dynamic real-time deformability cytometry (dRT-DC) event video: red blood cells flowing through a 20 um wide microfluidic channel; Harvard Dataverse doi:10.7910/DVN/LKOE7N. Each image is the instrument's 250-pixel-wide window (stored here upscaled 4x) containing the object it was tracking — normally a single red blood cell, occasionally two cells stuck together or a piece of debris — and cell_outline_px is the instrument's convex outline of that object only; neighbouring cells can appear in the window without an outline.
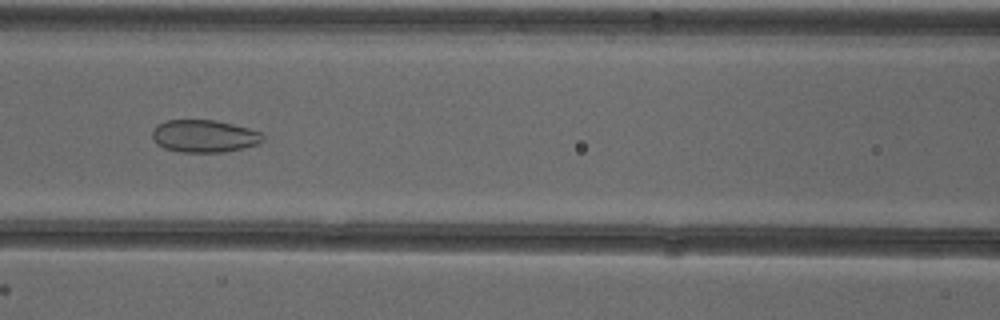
{"species": "common noctule bat (a hibernating species)", "species_latin": "Nyctalus noctula", "temperature_condition": "cold", "stored_images_in_passage": 53, "camera_frame_rate_fps": 3000, "um_per_image_px": 0.085, "animal": {"sex": "female"}, "frame": {"image": 1, "passage_image": 24, "time_ms": 7.667, "image_size_px": [1000, 320], "cell_outline_px": [[264, 140], [260, 144], [224, 152], [180, 152], [164, 148], [152, 136], [152, 132], [156, 124], [164, 120], [216, 120], [248, 128], [260, 132], [264, 136]], "centroid_in_image_um": [17.38, 11.56], "position_along_channel_um": 149.2, "area_um2": 20.92}}
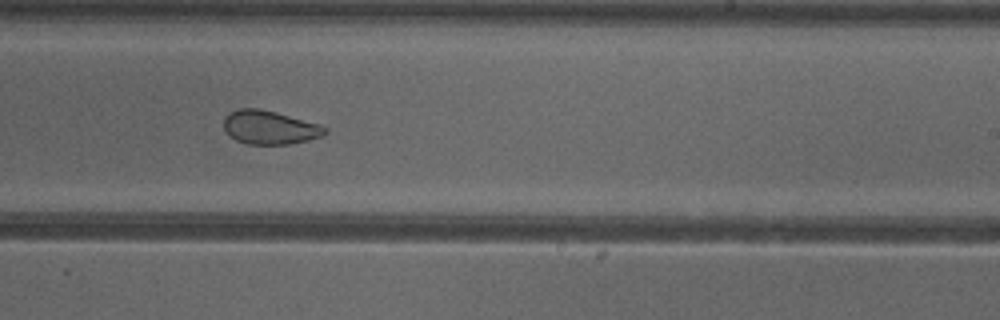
{"frame": {"image": 2, "passage_image": 33, "time_ms": 10.667, "image_size_px": [1000, 320], "cell_outline_px": [[328, 132], [320, 136], [308, 140], [288, 144], [248, 144], [236, 140], [224, 132], [224, 116], [240, 108], [260, 108], [276, 112], [320, 124], [328, 128]], "centroid_in_image_um": [22.91, 10.83], "position_along_channel_um": 266.1, "area_um2": 19.88}}
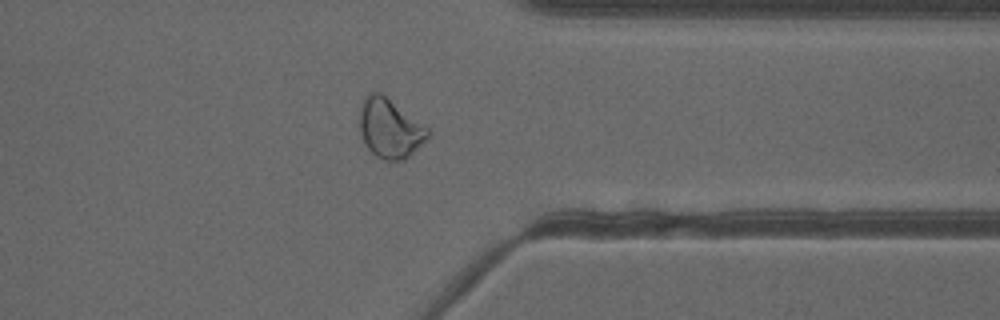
{"frame": {"image": 3, "passage_image": 42, "time_ms": 13.667, "image_size_px": [1000, 320], "cell_outline_px": [[428, 140], [404, 160], [384, 160], [376, 156], [364, 144], [360, 132], [360, 108], [364, 96], [368, 92], [380, 92], [424, 124], [428, 128]], "centroid_in_image_um": [33.13, 10.91], "position_along_channel_um": 378.3, "area_um2": 23.64}, "authors_computed_cell_mechanics": {"area_um2": 26.0678, "velocity_mm_per_s": 3.8944, "shape_relaxation_time_tau1_ms": null, "shape_relaxation_time_tau2_ms": 1.027, "deformation_change_tau1": null, "deformation_change_tau2": 0.0722}}